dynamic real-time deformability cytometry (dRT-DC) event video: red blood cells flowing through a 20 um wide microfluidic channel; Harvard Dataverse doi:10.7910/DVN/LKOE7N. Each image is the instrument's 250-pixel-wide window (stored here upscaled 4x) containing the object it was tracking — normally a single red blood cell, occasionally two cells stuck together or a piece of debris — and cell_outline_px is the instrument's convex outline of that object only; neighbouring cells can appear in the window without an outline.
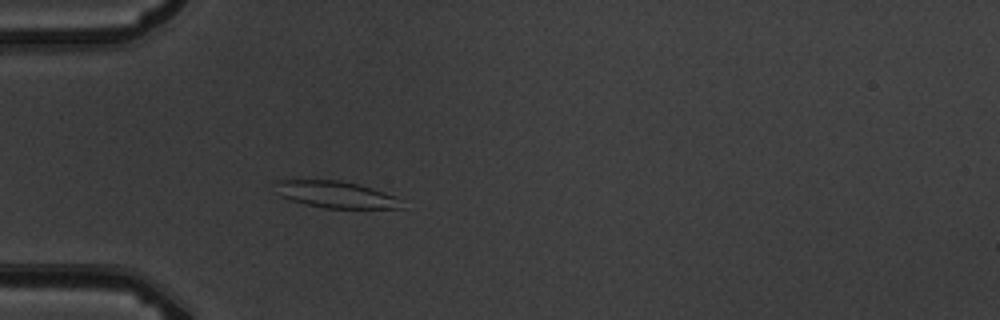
{"species": "common noctule bat (a hibernating species)", "species_latin": "Nyctalus noctula", "temperature_condition": "warm", "stored_images_in_passage": 5, "camera_frame_rate_fps": 3000, "um_per_image_px": 0.085, "animal": {"sex": "male", "body_mass_g": 19.5, "forearm_length_mm": 54.6}, "frame": {"image": 1, "passage_image": 5, "time_ms": 4.667, "image_size_px": [1000, 320], "cell_outline_px": [[404, 208], [324, 208], [304, 204], [280, 196], [276, 180], [340, 180], [372, 188], [396, 196]], "centroid_in_image_um": [28.56, 16.54], "position_along_channel_um": 56.4, "area_um2": 19.36}}